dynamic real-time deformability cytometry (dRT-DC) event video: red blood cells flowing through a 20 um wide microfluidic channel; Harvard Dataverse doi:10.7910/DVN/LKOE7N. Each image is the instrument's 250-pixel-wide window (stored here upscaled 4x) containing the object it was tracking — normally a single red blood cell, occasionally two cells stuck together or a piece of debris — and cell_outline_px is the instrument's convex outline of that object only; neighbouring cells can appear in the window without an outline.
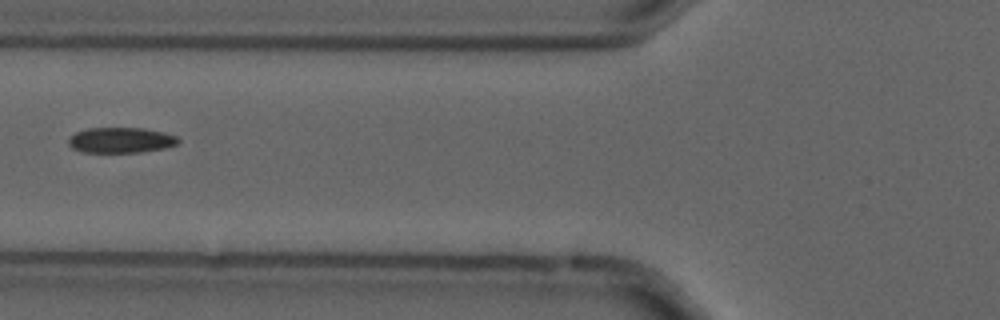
{"species": "common noctule bat (a hibernating species)", "species_latin": "Nyctalus noctula", "temperature_condition": "cold", "stored_images_in_passage": 6, "camera_frame_rate_fps": 3000, "um_per_image_px": 0.085, "animal": {"sex": "male", "forearm_length_mm": 52.5}, "frame": {"image": 1, "passage_image": 6, "time_ms": 1.667, "image_size_px": [1000, 320], "cell_outline_px": [[180, 140], [176, 144], [164, 148], [140, 152], [80, 152], [72, 148], [68, 144], [68, 140], [76, 132], [88, 128], [144, 128], [164, 132], [176, 136]], "centroid_in_image_um": [10.26, 11.91], "position_along_channel_um": 115.5, "area_um2": 16.24}}